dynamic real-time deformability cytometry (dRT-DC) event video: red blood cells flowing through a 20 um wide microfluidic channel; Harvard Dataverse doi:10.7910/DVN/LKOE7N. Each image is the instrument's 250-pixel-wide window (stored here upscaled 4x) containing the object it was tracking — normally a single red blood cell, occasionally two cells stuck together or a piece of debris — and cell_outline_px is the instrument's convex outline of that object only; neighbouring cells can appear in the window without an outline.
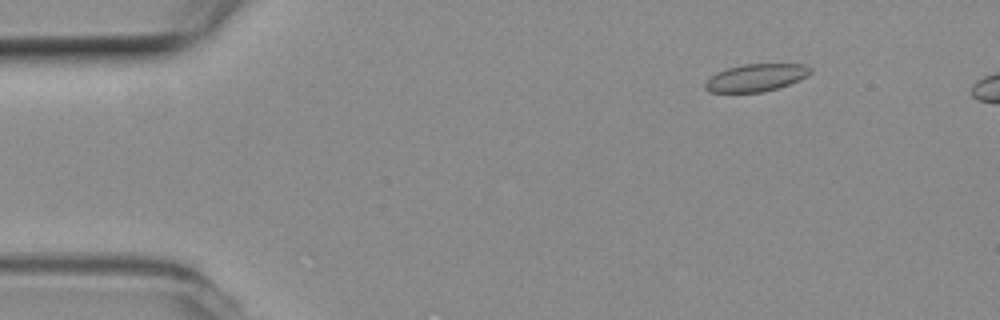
{"species": "common noctule bat (a hibernating species)", "species_latin": "Nyctalus noctula", "temperature_condition": "room temperature", "stored_images_in_passage": 46, "camera_frame_rate_fps": 3000, "um_per_image_px": 0.085, "animal": {"sex": "female", "body_mass_g": 19.3, "forearm_length_mm": 54.1}, "frame": {"image": 1, "passage_image": 3, "time_ms": 0.667, "image_size_px": [1000, 320], "cell_outline_px": [[812, 72], [808, 76], [800, 80], [776, 88], [760, 92], [708, 92], [704, 88], [704, 84], [716, 72], [728, 68], [744, 64], [808, 64], [812, 68]], "centroid_in_image_um": [64.29, 6.59], "position_along_channel_um": 20.7, "area_um2": 16.82}}
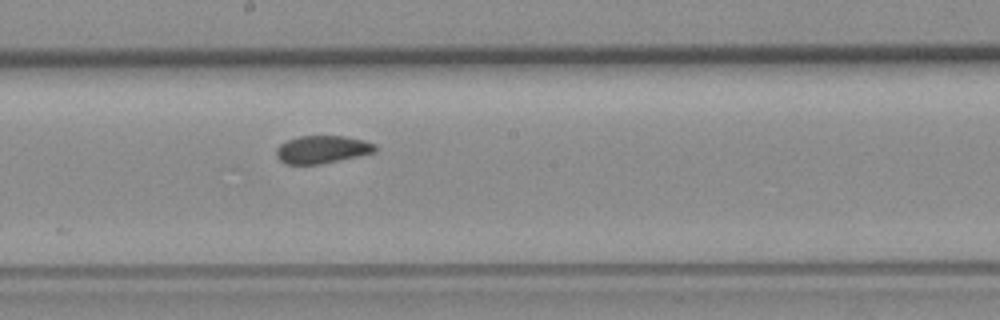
{"frame": {"image": 2, "passage_image": 25, "time_ms": 8.0, "image_size_px": [1000, 320], "cell_outline_px": [[376, 148], [372, 152], [356, 156], [320, 164], [288, 164], [280, 160], [276, 156], [276, 148], [280, 144], [288, 140], [300, 136], [344, 136], [364, 140], [376, 144]], "centroid_in_image_um": [27.35, 12.69], "position_along_channel_um": 220.9, "area_um2": 15.72}}
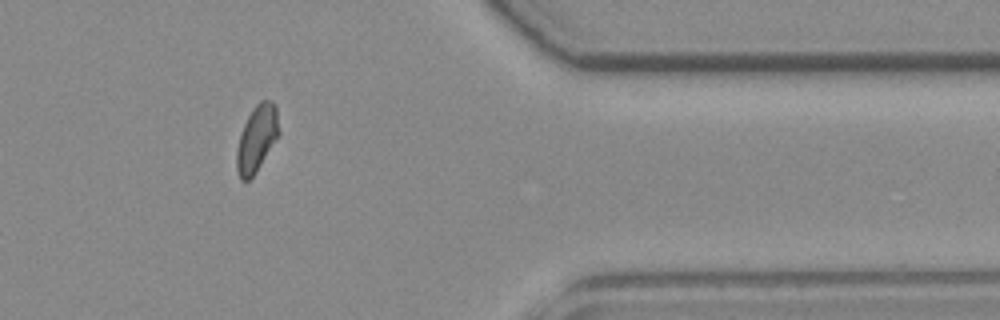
{"frame": {"image": 3, "passage_image": 40, "time_ms": 13.0, "image_size_px": [1000, 320], "cell_outline_px": [[280, 136], [256, 172], [248, 180], [240, 180], [236, 168], [236, 152], [240, 136], [244, 124], [252, 108], [260, 100], [272, 100], [276, 104], [280, 132]], "centroid_in_image_um": [21.86, 11.76], "position_along_channel_um": 389.5, "area_um2": 16.65}}